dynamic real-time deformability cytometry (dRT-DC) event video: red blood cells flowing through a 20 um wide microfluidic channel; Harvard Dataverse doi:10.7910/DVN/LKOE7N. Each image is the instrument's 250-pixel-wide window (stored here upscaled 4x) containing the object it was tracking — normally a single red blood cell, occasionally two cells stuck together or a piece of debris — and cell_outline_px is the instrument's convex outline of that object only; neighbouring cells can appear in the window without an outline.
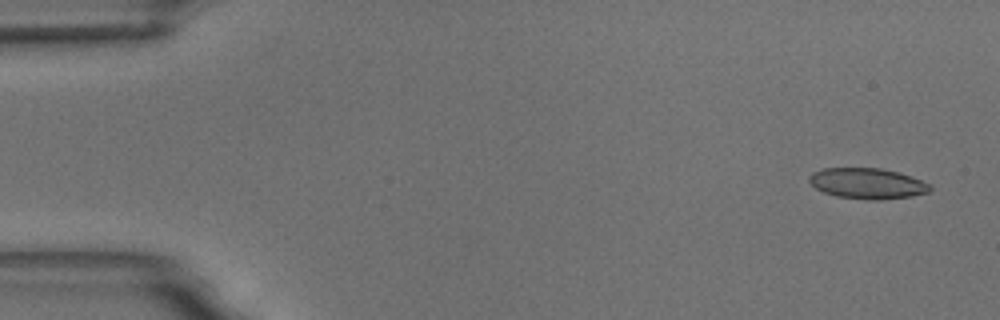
{"species": "common noctule bat (a hibernating species)", "species_latin": "Nyctalus noctula", "temperature_condition": "room temperature", "stored_images_in_passage": 5, "camera_frame_rate_fps": 3000, "um_per_image_px": 0.085, "animal": {"sex": "male", "body_mass_g": 18.8}, "frame": {"image": 1, "passage_image": 1, "time_ms": 0.0, "image_size_px": [1000, 320], "cell_outline_px": [[932, 188], [928, 192], [912, 196], [880, 200], [868, 200], [836, 196], [824, 192], [816, 188], [808, 180], [808, 176], [812, 172], [824, 168], [880, 168], [900, 172], [932, 184]], "centroid_in_image_um": [73.74, 15.59], "position_along_channel_um": 11.3, "area_um2": 21.79}}
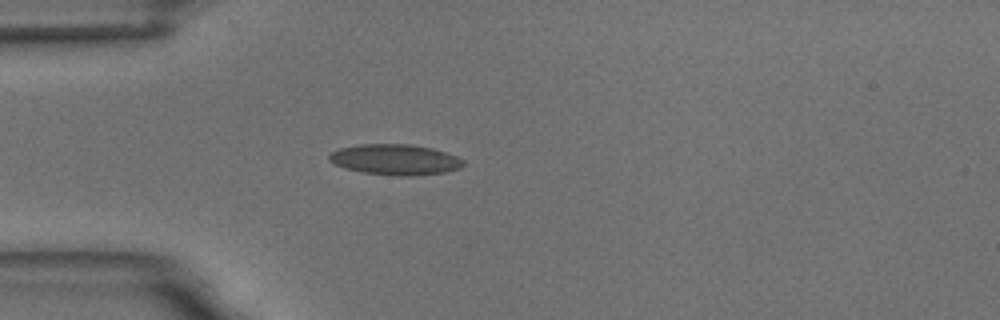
{"frame": {"image": 2, "passage_image": 4, "time_ms": 4.333, "image_size_px": [1000, 320], "cell_outline_px": [[464, 164], [460, 168], [444, 172], [416, 176], [396, 176], [364, 172], [344, 168], [332, 164], [328, 160], [328, 156], [332, 152], [340, 148], [360, 144], [408, 144], [432, 148], [456, 156], [464, 160]], "centroid_in_image_um": [33.57, 13.57], "position_along_channel_um": 51.4, "area_um2": 23.99}}